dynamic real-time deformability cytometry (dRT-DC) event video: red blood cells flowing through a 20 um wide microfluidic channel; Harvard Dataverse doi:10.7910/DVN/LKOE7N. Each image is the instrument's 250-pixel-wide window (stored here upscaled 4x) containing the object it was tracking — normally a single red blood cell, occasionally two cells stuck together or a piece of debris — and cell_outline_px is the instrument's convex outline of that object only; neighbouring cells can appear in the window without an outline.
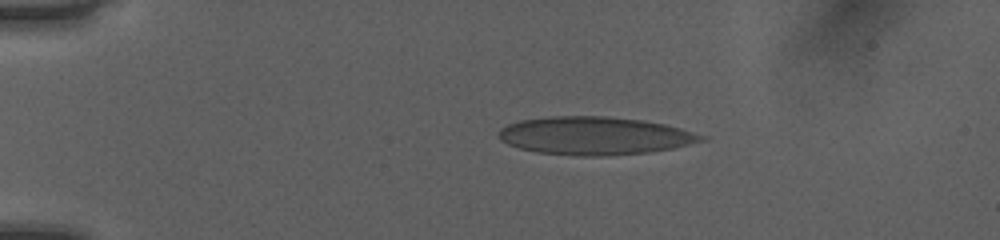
{"species": "human", "species_latin": "Homo sapiens", "temperature_condition": "room temperature", "stored_images_in_passage": 51, "camera_frame_rate_fps": 3000, "um_per_image_px": 0.085, "donor": {"sex": "female"}, "frame": {"image": 1, "passage_image": 11, "time_ms": 3.333, "image_size_px": [1000, 240], "cell_outline_px": [[708, 140], [672, 148], [644, 152], [604, 156], [576, 156], [536, 152], [520, 148], [508, 144], [500, 140], [496, 136], [500, 128], [508, 124], [520, 120], [552, 116], [604, 116], [640, 120], [664, 124], [680, 128], [708, 136]], "centroid_in_image_um": [50.53, 11.54], "position_along_channel_um": 34.5, "area_um2": 44.91}}
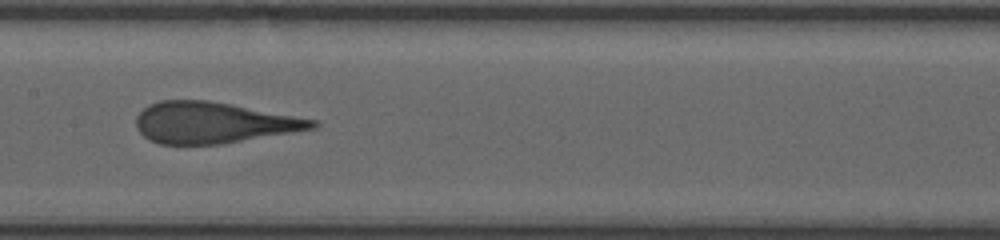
{"frame": {"image": 2, "passage_image": 27, "time_ms": 8.667, "image_size_px": [1000, 240], "cell_outline_px": [[320, 124], [316, 128], [220, 144], [160, 144], [148, 140], [140, 132], [136, 124], [136, 116], [148, 104], [160, 100], [208, 100], [232, 104], [316, 120]], "centroid_in_image_um": [18.1, 10.42], "position_along_channel_um": 189.3, "area_um2": 42.02}}
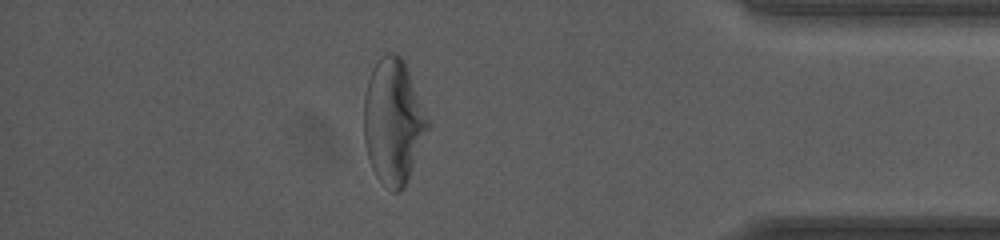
{"frame": {"image": 3, "passage_image": 45, "time_ms": 14.667, "image_size_px": [1000, 240], "cell_outline_px": [[428, 128], [408, 180], [404, 188], [400, 192], [392, 192], [376, 176], [372, 168], [364, 144], [364, 96], [368, 80], [372, 68], [380, 56], [388, 52], [392, 52], [400, 56], [404, 60], [428, 120]], "centroid_in_image_um": [33.4, 10.34], "position_along_channel_um": 401.8, "area_um2": 46.12}, "authors_computed_cell_mechanics": {"area_um2": 43.5234, "velocity_mm_per_s": 4.0399, "shape_relaxation_time_tau1_ms": 5.0611, "shape_relaxation_time_tau2_ms": 0.727, "deformation_change_tau1": 0.2149, "deformation_change_tau2": 0.094}}